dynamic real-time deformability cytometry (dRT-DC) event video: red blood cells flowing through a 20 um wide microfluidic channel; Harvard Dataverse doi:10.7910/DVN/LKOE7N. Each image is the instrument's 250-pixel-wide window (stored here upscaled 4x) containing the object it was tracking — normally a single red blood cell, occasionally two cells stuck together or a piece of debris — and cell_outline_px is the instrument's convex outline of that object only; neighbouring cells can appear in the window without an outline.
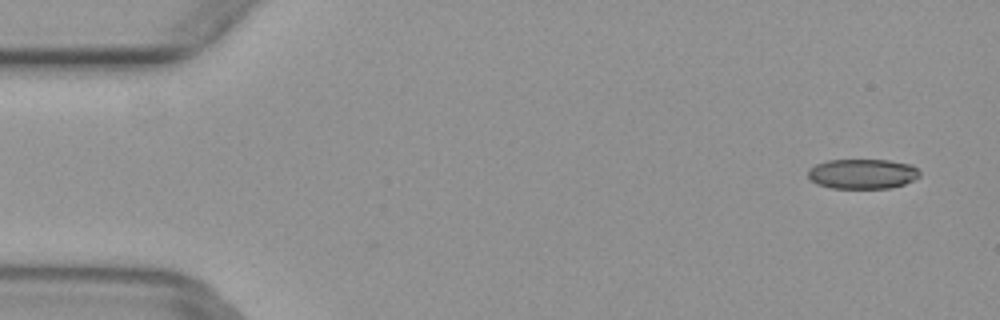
{"species": "common noctule bat (a hibernating species)", "species_latin": "Nyctalus noctula", "temperature_condition": "warm", "stored_images_in_passage": 50, "camera_frame_rate_fps": 3000, "um_per_image_px": 0.085, "animal": {"sex": "female", "body_mass_g": 29.2, "forearm_length_mm": 56.3}, "frame": {"image": 1, "passage_image": 3, "time_ms": 0.667, "image_size_px": [1000, 320], "cell_outline_px": [[920, 176], [904, 184], [888, 188], [832, 188], [816, 184], [808, 176], [808, 168], [816, 164], [828, 160], [888, 160], [912, 164], [920, 172]], "centroid_in_image_um": [73.3, 14.77], "position_along_channel_um": 11.7, "area_um2": 19.48}}
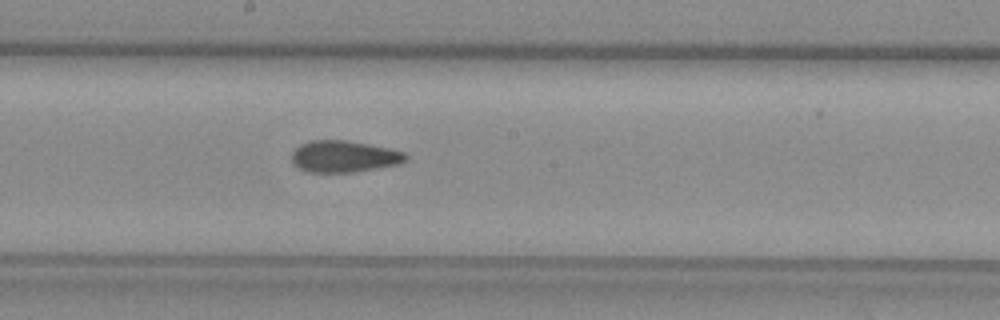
{"frame": {"image": 2, "passage_image": 27, "time_ms": 8.667, "image_size_px": [1000, 320], "cell_outline_px": [[408, 160], [400, 164], [352, 172], [308, 172], [292, 164], [292, 152], [300, 144], [312, 140], [348, 140], [388, 148], [404, 152], [408, 156]], "centroid_in_image_um": [29.24, 13.29], "position_along_channel_um": 219.0, "area_um2": 21.04}}
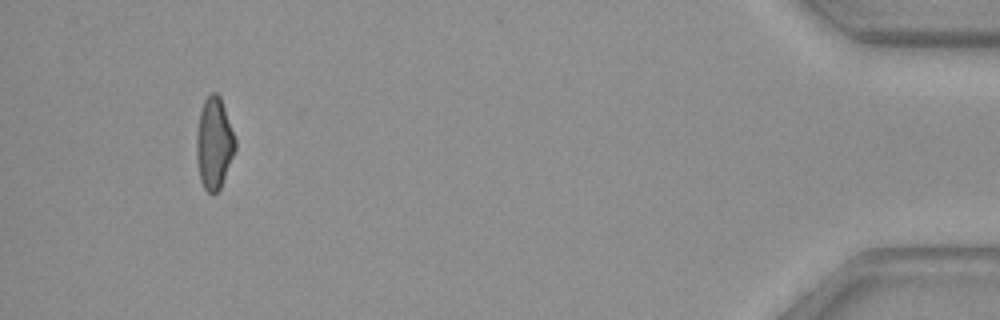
{"frame": {"image": 3, "passage_image": 47, "time_ms": 15.333, "image_size_px": [1000, 320], "cell_outline_px": [[236, 148], [220, 188], [212, 196], [204, 188], [200, 180], [196, 160], [196, 136], [200, 112], [204, 100], [212, 92], [216, 92], [220, 96], [236, 140]], "centroid_in_image_um": [18.18, 12.2], "position_along_channel_um": 417.0, "area_um2": 20.63}}